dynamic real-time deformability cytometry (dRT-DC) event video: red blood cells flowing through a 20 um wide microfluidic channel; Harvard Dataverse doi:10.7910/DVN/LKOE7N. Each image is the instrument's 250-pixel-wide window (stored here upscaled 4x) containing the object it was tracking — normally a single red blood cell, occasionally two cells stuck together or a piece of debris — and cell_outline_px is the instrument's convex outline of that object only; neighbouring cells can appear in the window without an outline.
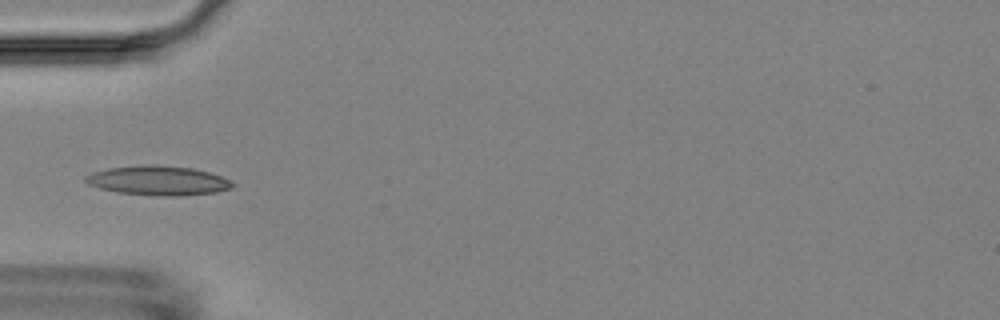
{"species": "Egyptian fruit bat (a non-hibernating species)", "species_latin": "Rousettus aegyptiacus", "temperature_condition": "room temperature", "stored_images_in_passage": 4, "camera_frame_rate_fps": 3000, "um_per_image_px": 0.085, "animal": {"sex": "female"}, "frame": {"image": 1, "passage_image": 3, "time_ms": 3.333, "image_size_px": [1000, 320], "cell_outline_px": [[236, 184], [232, 188], [216, 192], [184, 196], [164, 196], [120, 192], [100, 188], [88, 184], [84, 180], [84, 176], [92, 172], [108, 168], [156, 164], [192, 168], [208, 172], [220, 176]], "centroid_in_image_um": [13.45, 15.35], "position_along_channel_um": 71.5, "area_um2": 25.03}}